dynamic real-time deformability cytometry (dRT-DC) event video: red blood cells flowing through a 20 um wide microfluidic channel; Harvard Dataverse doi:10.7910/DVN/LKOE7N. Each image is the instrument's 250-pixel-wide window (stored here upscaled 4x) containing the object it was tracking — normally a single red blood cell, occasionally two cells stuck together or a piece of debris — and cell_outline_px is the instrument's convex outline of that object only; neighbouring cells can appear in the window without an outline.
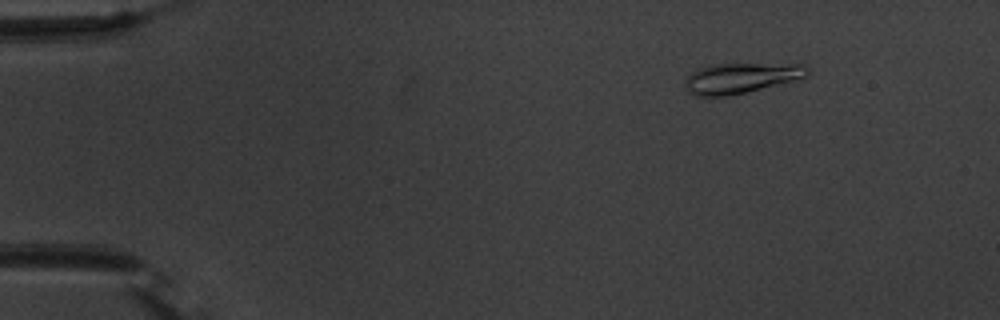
{"species": "common noctule bat (a hibernating species)", "species_latin": "Nyctalus noctula", "temperature_condition": "warm", "stored_images_in_passage": 9, "camera_frame_rate_fps": 3000, "um_per_image_px": 0.085, "animal": {"sex": "male", "body_mass_g": 20.1, "forearm_length_mm": 53.5}, "frame": {"image": 1, "passage_image": 1, "time_ms": 0.0, "image_size_px": [1000, 320], "cell_outline_px": [[808, 76], [796, 80], [744, 92], [724, 96], [696, 96], [688, 92], [688, 76], [696, 68], [716, 64], [808, 64]], "centroid_in_image_um": [63.03, 6.62], "position_along_channel_um": 22.0, "area_um2": 21.27}}